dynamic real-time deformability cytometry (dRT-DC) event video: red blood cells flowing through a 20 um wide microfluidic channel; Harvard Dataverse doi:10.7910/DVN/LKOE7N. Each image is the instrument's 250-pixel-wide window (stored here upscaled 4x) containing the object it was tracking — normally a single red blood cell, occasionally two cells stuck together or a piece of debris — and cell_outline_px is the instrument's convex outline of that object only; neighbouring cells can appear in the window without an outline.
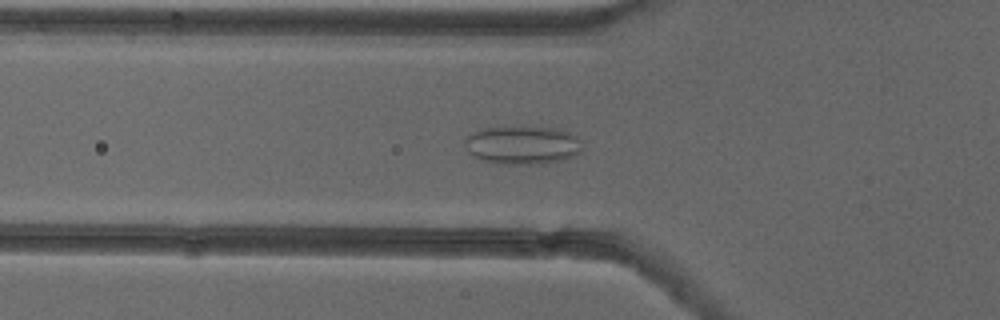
{"species": "common noctule bat (a hibernating species)", "species_latin": "Nyctalus noctula", "temperature_condition": "cold", "stored_images_in_passage": 41, "camera_frame_rate_fps": 3000, "um_per_image_px": 0.085, "animal": {"sex": "female"}, "frame": {"image": 1, "passage_image": 7, "time_ms": 2.0, "image_size_px": [1000, 320], "cell_outline_px": [[580, 152], [576, 156], [560, 160], [540, 164], [496, 164], [472, 156], [468, 152], [464, 144], [464, 140], [468, 136], [484, 128], [564, 128], [576, 136], [580, 148]], "centroid_in_image_um": [44.41, 12.35], "position_along_channel_um": 81.4, "area_um2": 25.95}}
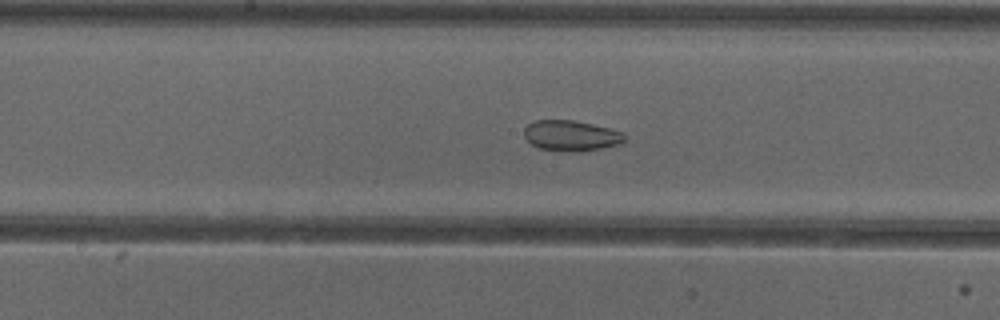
{"frame": {"image": 2, "passage_image": 16, "time_ms": 5.0, "image_size_px": [1000, 320], "cell_outline_px": [[628, 140], [620, 144], [596, 148], [540, 148], [532, 144], [524, 136], [524, 128], [532, 120], [572, 120], [592, 124], [624, 132], [628, 136]], "centroid_in_image_um": [48.57, 11.45], "position_along_channel_um": 199.6, "area_um2": 16.99}}
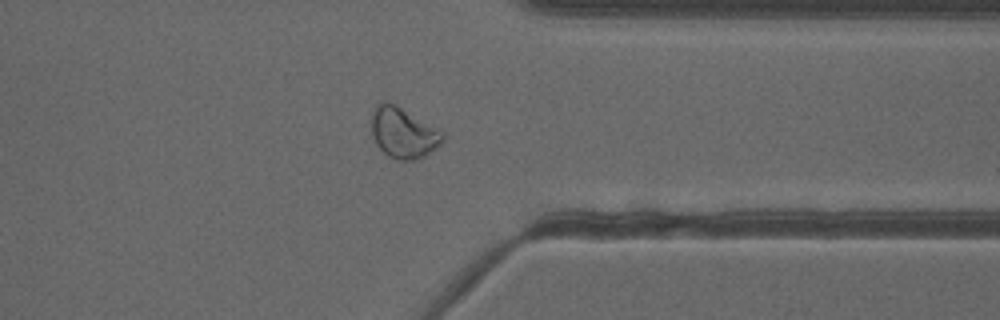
{"frame": {"image": 3, "passage_image": 30, "time_ms": 9.667, "image_size_px": [1000, 320], "cell_outline_px": [[444, 140], [436, 148], [420, 160], [396, 160], [388, 156], [376, 144], [372, 136], [372, 112], [376, 104], [380, 100], [384, 100], [440, 128], [444, 132]], "centroid_in_image_um": [34.3, 11.3], "position_along_channel_um": 377.1, "area_um2": 21.21}, "authors_computed_cell_mechanics": {"area_um2": 21.2126, "velocity_mm_per_s": 3.8902, "shape_relaxation_time_tau1_ms": null, "shape_relaxation_time_tau2_ms": 1.4853, "deformation_change_tau1": null, "deformation_change_tau2": 0.0697}}